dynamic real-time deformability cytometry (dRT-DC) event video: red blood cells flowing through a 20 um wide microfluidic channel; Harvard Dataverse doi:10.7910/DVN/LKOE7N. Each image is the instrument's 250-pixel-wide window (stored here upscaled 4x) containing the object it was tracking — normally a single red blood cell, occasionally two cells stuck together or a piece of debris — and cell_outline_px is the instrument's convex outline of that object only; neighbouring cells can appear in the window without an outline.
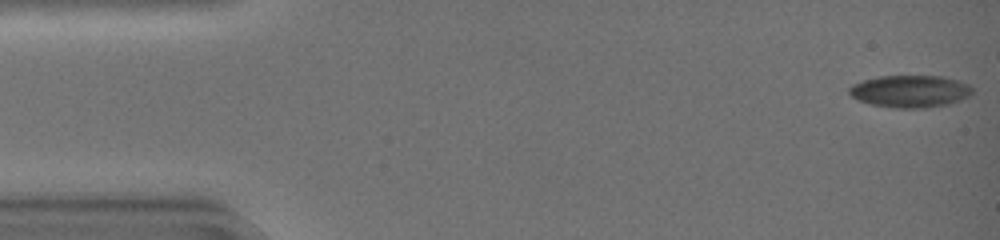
{"species": "common noctule bat (a hibernating species)", "species_latin": "Nyctalus noctula", "temperature_condition": "warm", "stored_images_in_passage": 40, "camera_frame_rate_fps": 3000, "um_per_image_px": 0.085, "animal": {"sex": "female", "body_mass_g": 19.0, "forearm_length_mm": 51.5}, "frame": {"image": 1, "passage_image": 1, "time_ms": 0.0, "image_size_px": [1000, 240], "cell_outline_px": [[972, 92], [968, 96], [960, 100], [948, 104], [924, 108], [896, 108], [872, 104], [860, 100], [852, 96], [848, 92], [848, 88], [852, 84], [864, 80], [880, 76], [940, 76], [956, 80], [968, 84], [972, 88]], "centroid_in_image_um": [77.35, 7.76], "position_along_channel_um": 7.7, "area_um2": 22.89}}
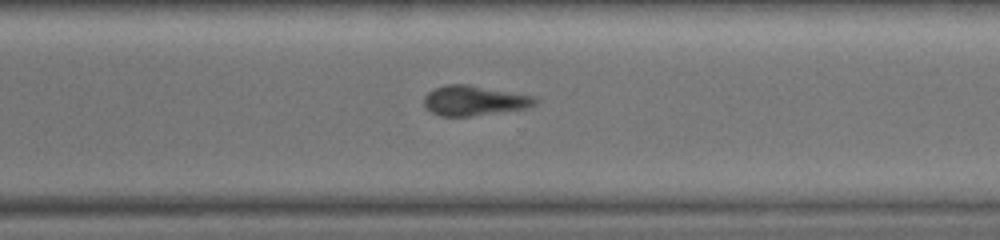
{"frame": {"image": 2, "passage_image": 33, "time_ms": 10.667, "image_size_px": [1000, 240], "cell_outline_px": [[540, 100], [536, 104], [528, 108], [472, 116], [440, 116], [432, 112], [424, 104], [424, 96], [432, 88], [444, 84], [468, 84], [536, 96]], "centroid_in_image_um": [40.33, 8.54], "position_along_channel_um": 330.3, "area_um2": 19.65}}
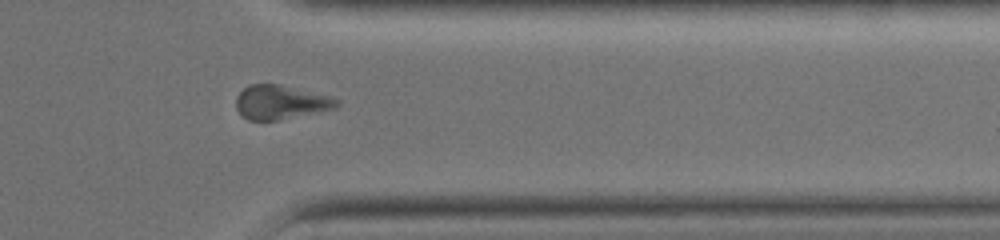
{"frame": {"image": 3, "passage_image": 37, "time_ms": 12.0, "image_size_px": [1000, 240], "cell_outline_px": [[340, 104], [336, 108], [280, 120], [248, 120], [236, 108], [236, 96], [248, 84], [280, 84], [328, 96], [340, 100]], "centroid_in_image_um": [23.85, 8.69], "position_along_channel_um": 387.6, "area_um2": 19.88}}